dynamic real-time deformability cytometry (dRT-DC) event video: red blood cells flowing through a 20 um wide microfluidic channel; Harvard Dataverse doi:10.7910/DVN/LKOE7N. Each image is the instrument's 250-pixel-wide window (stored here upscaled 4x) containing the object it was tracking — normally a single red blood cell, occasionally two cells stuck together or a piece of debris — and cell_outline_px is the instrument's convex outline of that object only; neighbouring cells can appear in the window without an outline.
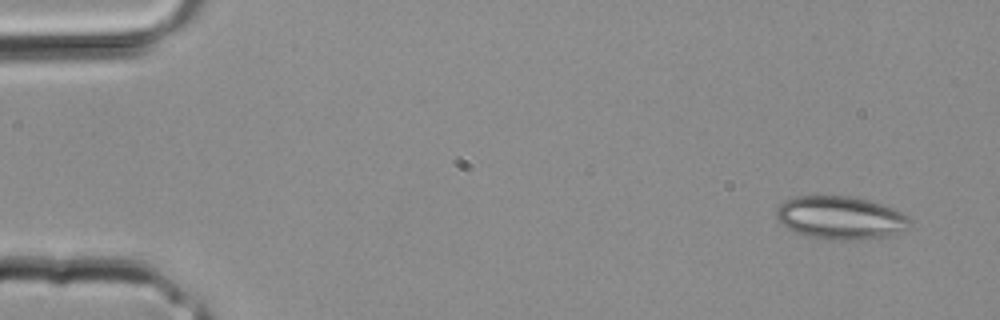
{"species": "common noctule bat (a hibernating species)", "species_latin": "Nyctalus noctula", "temperature_condition": "room temperature", "stored_images_in_passage": 35, "camera_frame_rate_fps": 3000, "um_per_image_px": 0.085, "animal": {"sex": "male", "body_mass_g": 20.4}, "frame": {"image": 1, "passage_image": 3, "time_ms": 0.667, "image_size_px": [1000, 320], "cell_outline_px": [[912, 224], [908, 228], [888, 236], [860, 240], [824, 240], [804, 236], [792, 232], [776, 216], [776, 208], [784, 200], [796, 196], [848, 196], [868, 200], [892, 208], [908, 216], [912, 220]], "centroid_in_image_um": [71.43, 18.53], "position_along_channel_um": 13.6, "area_um2": 33.81}}
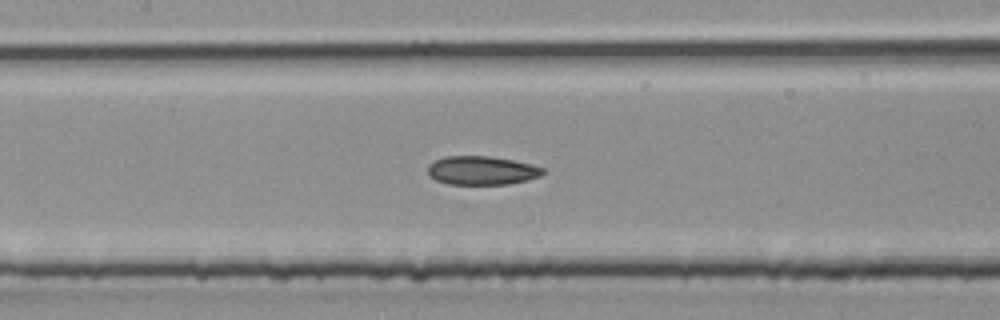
{"frame": {"image": 2, "passage_image": 17, "time_ms": 5.333, "image_size_px": [1000, 320], "cell_outline_px": [[548, 172], [540, 176], [528, 180], [508, 184], [448, 184], [436, 180], [428, 176], [428, 164], [444, 156], [488, 156], [512, 160], [532, 164], [544, 168]], "centroid_in_image_um": [40.97, 14.49], "position_along_channel_um": 166.4, "area_um2": 19.42}}
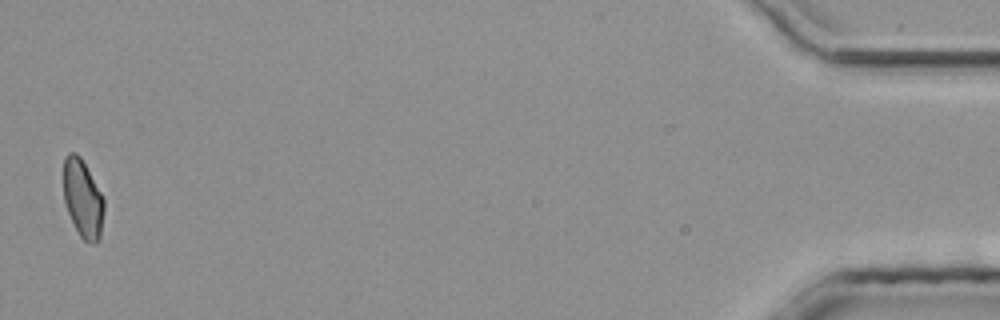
{"frame": {"image": 3, "passage_image": 35, "time_ms": 11.333, "image_size_px": [1000, 320], "cell_outline_px": [[104, 212], [100, 240], [96, 244], [88, 244], [80, 236], [68, 212], [64, 200], [64, 156], [68, 152], [76, 152], [80, 156], [100, 192], [104, 200]], "centroid_in_image_um": [7.05, 16.91], "position_along_channel_um": 428.2, "area_um2": 18.38}}